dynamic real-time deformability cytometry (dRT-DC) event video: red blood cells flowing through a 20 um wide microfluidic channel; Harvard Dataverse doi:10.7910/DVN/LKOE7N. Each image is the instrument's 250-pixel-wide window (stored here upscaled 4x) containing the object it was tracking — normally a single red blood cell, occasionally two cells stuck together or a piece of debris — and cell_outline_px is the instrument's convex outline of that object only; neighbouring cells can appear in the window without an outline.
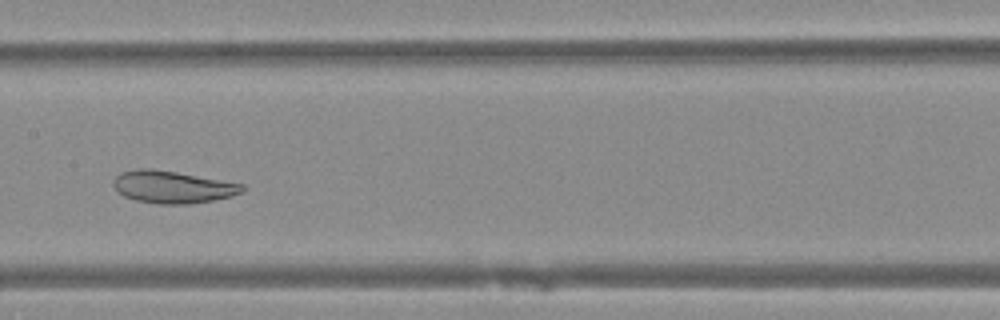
{"species": "Egyptian fruit bat (a non-hibernating species)", "species_latin": "Rousettus aegyptiacus", "temperature_condition": "warm", "stored_images_in_passage": 46, "camera_frame_rate_fps": 3000, "um_per_image_px": 0.085, "animal": {"sex": "female"}, "frame": {"image": 1, "passage_image": 21, "time_ms": 6.667, "image_size_px": [1000, 320], "cell_outline_px": [[244, 192], [232, 196], [212, 200], [188, 204], [156, 204], [136, 200], [124, 196], [116, 192], [112, 184], [112, 180], [120, 172], [136, 168], [148, 168], [176, 172], [244, 184]], "centroid_in_image_um": [14.62, 15.89], "position_along_channel_um": 192.8, "area_um2": 24.39}}
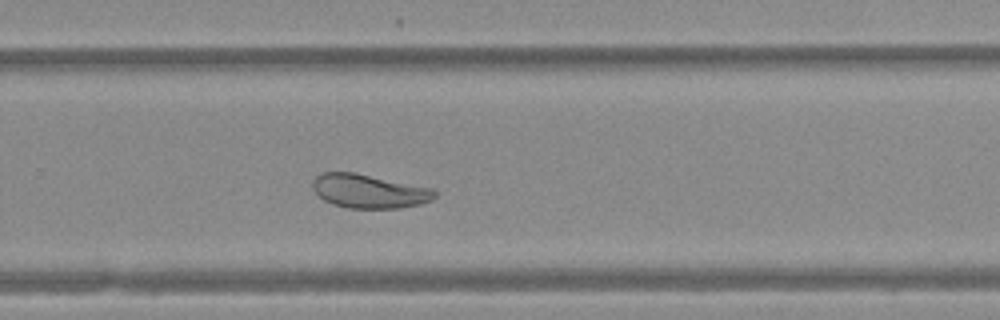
{"frame": {"image": 2, "passage_image": 29, "time_ms": 9.333, "image_size_px": [1000, 320], "cell_outline_px": [[436, 196], [432, 200], [420, 204], [400, 208], [348, 208], [332, 204], [324, 200], [312, 188], [312, 180], [316, 176], [324, 172], [356, 172], [436, 188]], "centroid_in_image_um": [31.41, 16.24], "position_along_channel_um": 298.4, "area_um2": 24.45}}
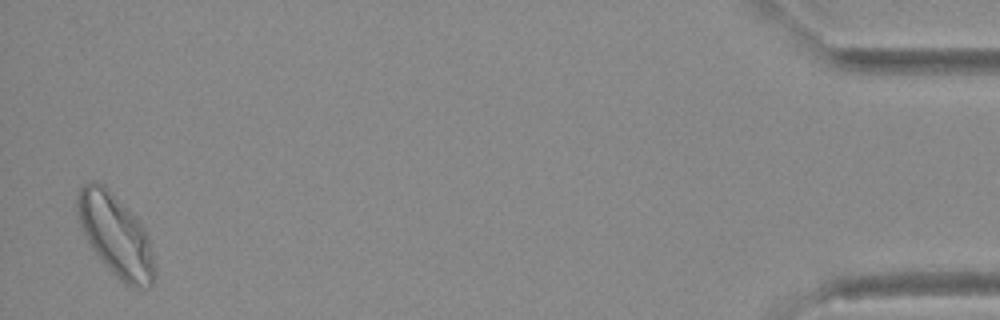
{"frame": {"image": 3, "passage_image": 45, "time_ms": 14.667, "image_size_px": [1000, 320], "cell_outline_px": [[156, 276], [152, 284], [148, 288], [136, 288], [124, 284], [104, 264], [92, 248], [80, 228], [76, 212], [76, 200], [80, 188], [84, 184], [92, 180], [104, 184], [136, 216], [148, 232], [156, 268]], "centroid_in_image_um": [9.85, 20.0], "position_along_channel_um": 425.3, "area_um2": 37.51}}